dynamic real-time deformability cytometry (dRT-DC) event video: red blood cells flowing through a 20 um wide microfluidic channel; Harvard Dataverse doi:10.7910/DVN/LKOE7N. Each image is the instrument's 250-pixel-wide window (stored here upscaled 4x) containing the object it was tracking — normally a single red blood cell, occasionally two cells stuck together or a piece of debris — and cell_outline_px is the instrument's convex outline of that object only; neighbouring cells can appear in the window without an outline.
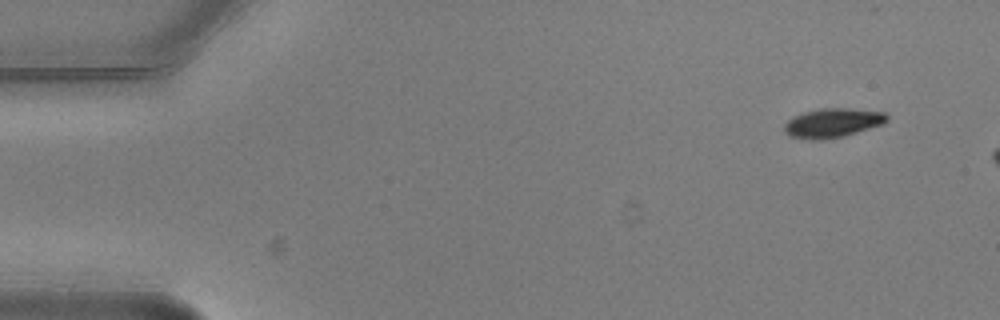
{"species": "common noctule bat (a hibernating species)", "species_latin": "Nyctalus noctula", "temperature_condition": "warm", "stored_images_in_passage": 3, "camera_frame_rate_fps": 3000, "um_per_image_px": 0.085, "animal": {"sex": "male", "body_mass_g": 20.5, "forearm_length_mm": 52.5}, "frame": {"image": 1, "passage_image": 1, "time_ms": 0.0, "image_size_px": [1000, 320], "cell_outline_px": [[888, 120], [884, 124], [844, 136], [824, 140], [808, 140], [788, 136], [784, 132], [784, 124], [792, 116], [804, 112], [820, 108], [848, 108], [884, 112], [888, 116]], "centroid_in_image_um": [70.74, 10.46], "position_along_channel_um": 14.3, "area_um2": 17.74}}